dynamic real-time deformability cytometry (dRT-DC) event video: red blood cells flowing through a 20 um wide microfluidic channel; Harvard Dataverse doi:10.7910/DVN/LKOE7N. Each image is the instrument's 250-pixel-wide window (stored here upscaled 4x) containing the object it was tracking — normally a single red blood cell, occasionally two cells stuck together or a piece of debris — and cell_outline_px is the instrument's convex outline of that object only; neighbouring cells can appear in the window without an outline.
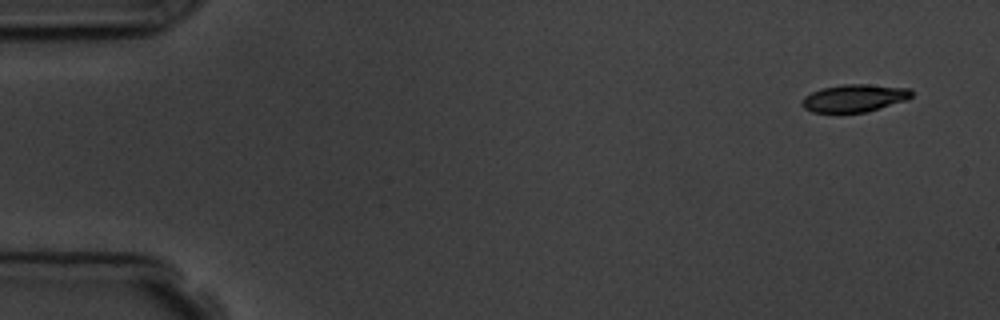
{"species": "common noctule bat (a hibernating species)", "species_latin": "Nyctalus noctula", "temperature_condition": "room temperature", "stored_images_in_passage": 5, "camera_frame_rate_fps": 3000, "um_per_image_px": 0.085, "animal": {"sex": "male", "body_mass_g": 19.5, "forearm_length_mm": 54.6}, "frame": {"image": 1, "passage_image": 1, "time_ms": 0.0, "image_size_px": [1000, 320], "cell_outline_px": [[912, 96], [908, 100], [880, 108], [864, 112], [812, 112], [804, 108], [800, 104], [800, 100], [804, 96], [812, 92], [824, 88], [844, 84], [868, 84], [912, 88]], "centroid_in_image_um": [72.64, 8.33], "position_along_channel_um": 12.4, "area_um2": 17.69}}
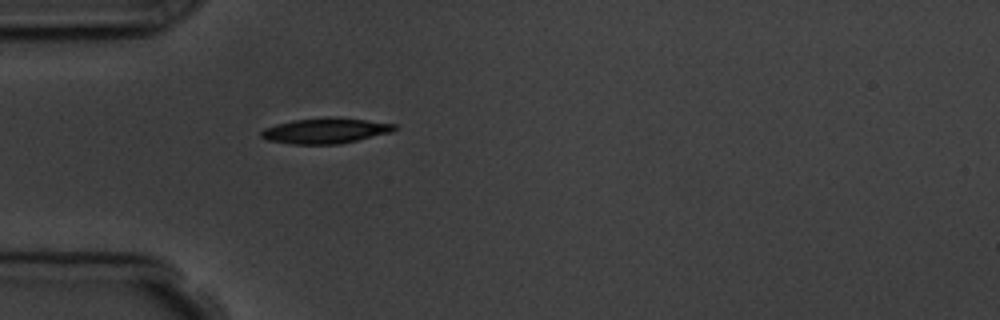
{"frame": {"image": 2, "passage_image": 5, "time_ms": 4.333, "image_size_px": [1000, 320], "cell_outline_px": [[396, 128], [392, 132], [340, 144], [292, 144], [268, 140], [260, 136], [260, 132], [264, 128], [276, 124], [292, 120], [328, 116], [336, 116], [396, 124]], "centroid_in_image_um": [27.65, 11.1], "position_along_channel_um": 57.3, "area_um2": 19.94}}